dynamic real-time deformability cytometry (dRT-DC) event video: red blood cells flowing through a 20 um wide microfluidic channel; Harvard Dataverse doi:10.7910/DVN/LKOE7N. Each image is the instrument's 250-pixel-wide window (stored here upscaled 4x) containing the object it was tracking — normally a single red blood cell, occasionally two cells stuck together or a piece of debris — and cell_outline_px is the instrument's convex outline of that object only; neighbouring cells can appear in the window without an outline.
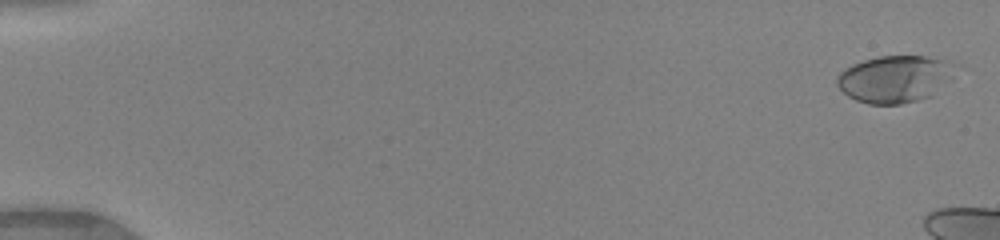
{"species": "human", "species_latin": "Homo sapiens", "temperature_condition": "warm", "stored_images_in_passage": 21, "camera_frame_rate_fps": 3000, "um_per_image_px": 0.085, "donor": {"sex": "female"}, "frame": {"image": 1, "passage_image": 2, "time_ms": 0.333, "image_size_px": [1000, 240], "cell_outline_px": [[940, 60], [928, 96], [916, 100], [900, 104], [868, 104], [856, 100], [848, 96], [836, 84], [836, 76], [840, 72], [852, 64], [864, 60], [880, 56], [924, 56]], "centroid_in_image_um": [75.55, 6.74], "position_along_channel_um": 9.4, "area_um2": 28.78}}
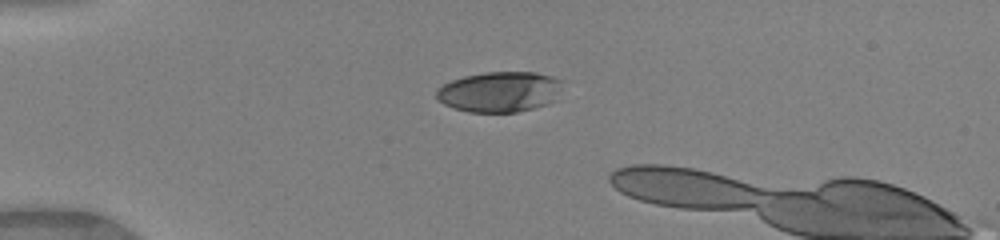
{"frame": {"image": 2, "passage_image": 14, "time_ms": 4.333, "image_size_px": [1000, 240], "cell_outline_px": [[564, 80], [556, 100], [548, 104], [516, 112], [468, 112], [444, 104], [436, 96], [436, 88], [452, 80], [464, 76], [484, 72], [536, 72], [552, 76]], "centroid_in_image_um": [42.5, 7.79], "position_along_channel_um": 42.5, "area_um2": 29.88}}